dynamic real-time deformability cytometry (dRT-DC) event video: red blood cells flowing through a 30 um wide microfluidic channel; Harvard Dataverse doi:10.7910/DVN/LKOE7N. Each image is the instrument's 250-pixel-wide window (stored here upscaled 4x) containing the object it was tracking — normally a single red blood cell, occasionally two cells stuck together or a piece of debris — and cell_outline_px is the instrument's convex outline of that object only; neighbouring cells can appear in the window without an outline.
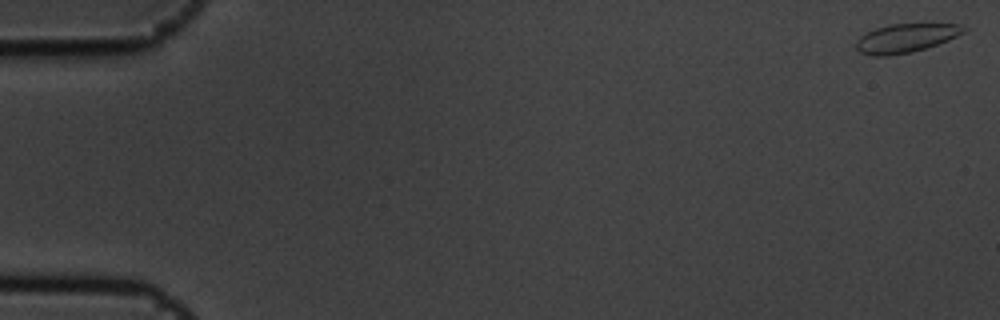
{"species": "common noctule bat (a hibernating species)", "species_latin": "Nyctalus noctula", "temperature_condition": "cold", "stored_images_in_passage": 6, "camera_frame_rate_fps": 3000, "um_per_image_px": 0.085, "animal": {"sex": "male", "body_mass_g": 19.5, "forearm_length_mm": 54.6}, "frame": {"image": 1, "passage_image": 1, "time_ms": 0.0, "image_size_px": [1000, 320], "cell_outline_px": [[968, 28], [964, 32], [948, 40], [912, 52], [888, 56], [872, 56], [860, 52], [856, 48], [856, 40], [860, 36], [876, 28], [892, 24], [960, 24]], "centroid_in_image_um": [76.97, 3.24], "position_along_channel_um": 8.0, "area_um2": 17.86}}
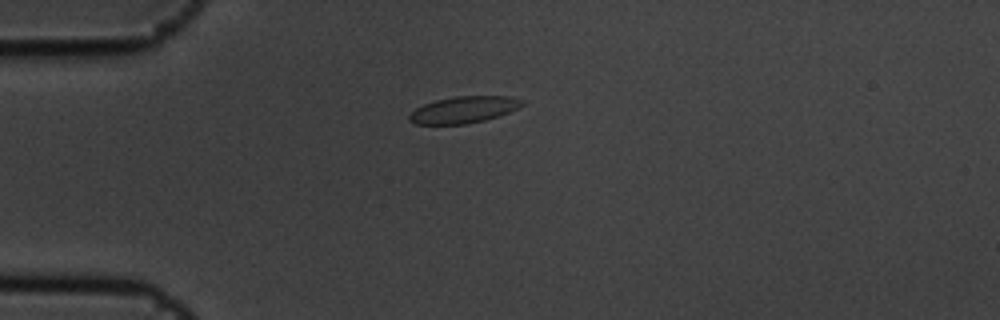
{"frame": {"image": 2, "passage_image": 5, "time_ms": 1.333, "image_size_px": [1000, 320], "cell_outline_px": [[524, 104], [508, 112], [484, 120], [464, 124], [416, 124], [408, 120], [408, 116], [416, 108], [424, 104], [436, 100], [456, 96], [512, 96], [524, 100]], "centroid_in_image_um": [39.41, 9.31], "position_along_channel_um": 45.6, "area_um2": 17.34}}